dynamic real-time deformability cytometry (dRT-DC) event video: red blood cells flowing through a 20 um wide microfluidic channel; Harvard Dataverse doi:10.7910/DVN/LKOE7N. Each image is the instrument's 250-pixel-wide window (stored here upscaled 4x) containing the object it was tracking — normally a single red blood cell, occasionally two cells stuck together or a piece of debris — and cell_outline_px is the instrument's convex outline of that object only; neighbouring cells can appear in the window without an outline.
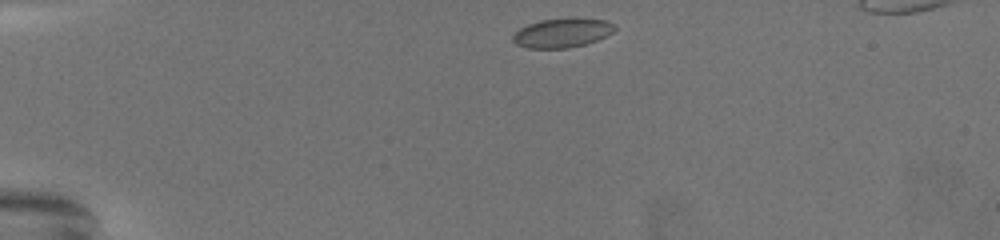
{"species": "common noctule bat (a hibernating species)", "species_latin": "Nyctalus noctula", "temperature_condition": "warm", "stored_images_in_passage": 46, "camera_frame_rate_fps": 3000, "um_per_image_px": 0.085, "animal": {"sex": "female", "body_mass_g": 19.5, "forearm_length_mm": 54.1}, "frame": {"image": 1, "passage_image": 1, "time_ms": 0.0, "image_size_px": [1000, 240], "cell_outline_px": [[616, 28], [612, 32], [596, 40], [584, 44], [568, 48], [528, 48], [516, 44], [512, 40], [512, 36], [520, 28], [528, 24], [540, 20], [568, 16], [576, 16], [608, 20]], "centroid_in_image_um": [47.79, 2.75], "position_along_channel_um": 37.2, "area_um2": 17.69}}
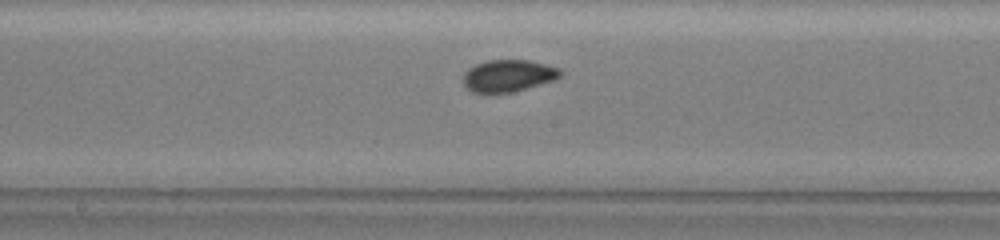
{"frame": {"image": 2, "passage_image": 24, "time_ms": 7.667, "image_size_px": [1000, 240], "cell_outline_px": [[564, 72], [556, 80], [512, 92], [472, 92], [464, 84], [464, 72], [468, 68], [476, 64], [488, 60], [528, 60], [560, 68]], "centroid_in_image_um": [43.24, 6.42], "position_along_channel_um": 205.0, "area_um2": 18.03}}
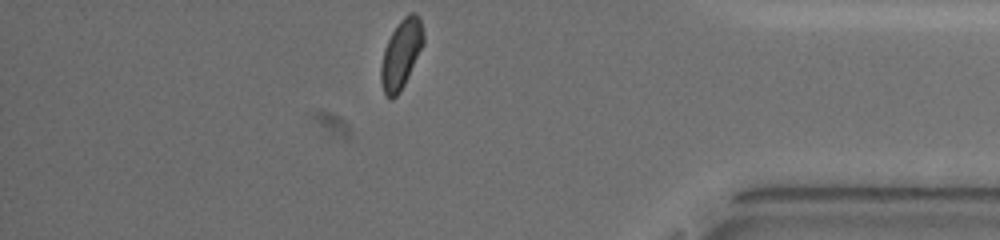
{"frame": {"image": 3, "passage_image": 46, "time_ms": 15.0, "image_size_px": [1000, 240], "cell_outline_px": [[424, 44], [400, 92], [392, 100], [388, 100], [384, 96], [380, 80], [380, 68], [384, 48], [392, 32], [400, 20], [408, 12], [416, 12], [420, 16], [424, 36]], "centroid_in_image_um": [34.09, 4.6], "position_along_channel_um": 401.1, "area_um2": 17.34}, "authors_computed_cell_mechanics": {"area_um2": 17.4845, "velocity_mm_per_s": 3.0214, "shape_relaxation_time_tau1_ms": 10.0884, "shape_relaxation_time_tau2_ms": 1.851, "deformation_change_tau1": 0.1326, "deformation_change_tau2": 0.0585}}